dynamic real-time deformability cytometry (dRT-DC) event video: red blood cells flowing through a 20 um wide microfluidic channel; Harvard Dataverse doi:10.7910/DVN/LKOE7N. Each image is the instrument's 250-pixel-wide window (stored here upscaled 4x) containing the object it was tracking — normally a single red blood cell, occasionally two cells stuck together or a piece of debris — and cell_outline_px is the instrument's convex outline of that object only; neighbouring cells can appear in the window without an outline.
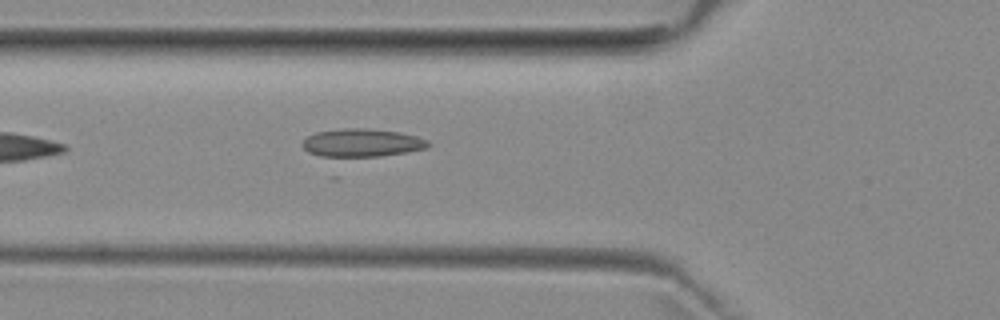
{"species": "common noctule bat (a hibernating species)", "species_latin": "Nyctalus noctula", "temperature_condition": "room temperature", "stored_images_in_passage": 6, "camera_frame_rate_fps": 3000, "um_per_image_px": 0.085, "animal": {"sex": "female", "body_mass_g": 29.2, "forearm_length_mm": 56.3}, "frame": {"image": 1, "passage_image": 3, "time_ms": 0.667, "image_size_px": [1000, 320], "cell_outline_px": [[432, 144], [428, 148], [380, 156], [336, 160], [332, 160], [308, 152], [300, 144], [308, 136], [316, 132], [340, 128], [368, 128], [400, 132], [416, 136], [428, 140]], "centroid_in_image_um": [30.7, 12.18], "position_along_channel_um": 95.1, "area_um2": 21.5}}